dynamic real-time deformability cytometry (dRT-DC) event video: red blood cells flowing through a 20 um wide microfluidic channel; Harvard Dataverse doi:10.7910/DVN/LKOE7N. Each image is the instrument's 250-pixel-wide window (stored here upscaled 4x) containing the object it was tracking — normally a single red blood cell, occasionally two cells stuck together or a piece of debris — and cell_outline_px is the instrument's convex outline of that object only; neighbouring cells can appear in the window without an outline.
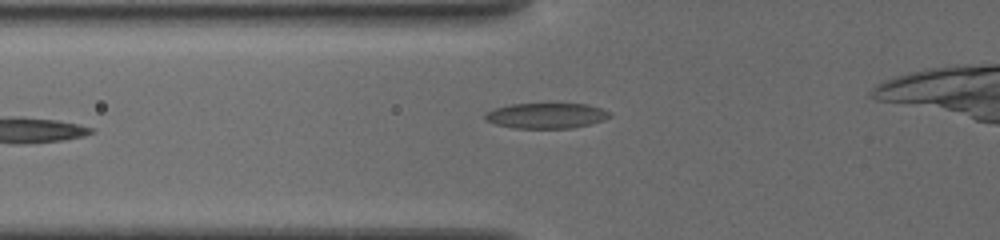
{"species": "common noctule bat (a hibernating species)", "species_latin": "Nyctalus noctula", "temperature_condition": "cold", "stored_images_in_passage": 10, "camera_frame_rate_fps": 3000, "um_per_image_px": 0.085, "animal": {"sex": "female", "body_mass_g": 19.5, "forearm_length_mm": 54.1}, "frame": {"image": 1, "passage_image": 10, "time_ms": 7.0, "image_size_px": [1000, 240], "cell_outline_px": [[612, 116], [604, 120], [572, 128], [512, 128], [496, 124], [484, 120], [484, 116], [488, 112], [496, 108], [508, 104], [588, 104], [612, 112]], "centroid_in_image_um": [46.45, 9.83], "position_along_channel_um": 79.4, "area_um2": 18.44}}